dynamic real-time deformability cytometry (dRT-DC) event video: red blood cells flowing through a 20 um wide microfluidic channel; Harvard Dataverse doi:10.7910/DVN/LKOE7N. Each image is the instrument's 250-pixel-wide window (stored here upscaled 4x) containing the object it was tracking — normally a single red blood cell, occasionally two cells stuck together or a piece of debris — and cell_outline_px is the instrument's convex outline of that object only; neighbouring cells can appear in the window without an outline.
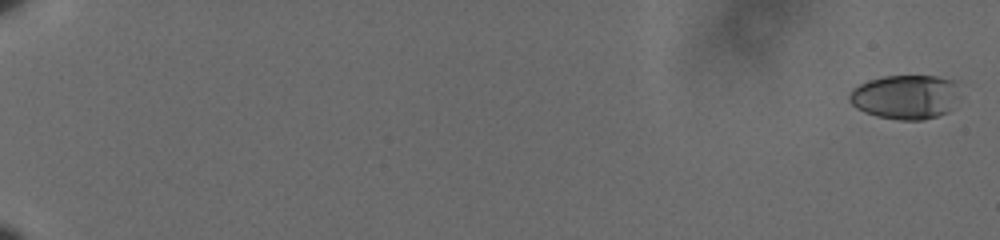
{"species": "human", "species_latin": "Homo sapiens", "temperature_condition": "cold", "stored_images_in_passage": 38, "camera_frame_rate_fps": 3000, "um_per_image_px": 0.085, "donor": {"sex": "male"}, "frame": {"image": 1, "passage_image": 1, "time_ms": 0.0, "image_size_px": [1000, 240], "cell_outline_px": [[960, 80], [948, 112], [924, 120], [900, 120], [876, 116], [864, 112], [856, 108], [848, 100], [848, 96], [852, 88], [868, 80], [884, 76], [936, 76]], "centroid_in_image_um": [76.91, 8.22], "position_along_channel_um": 8.1, "area_um2": 28.5}}
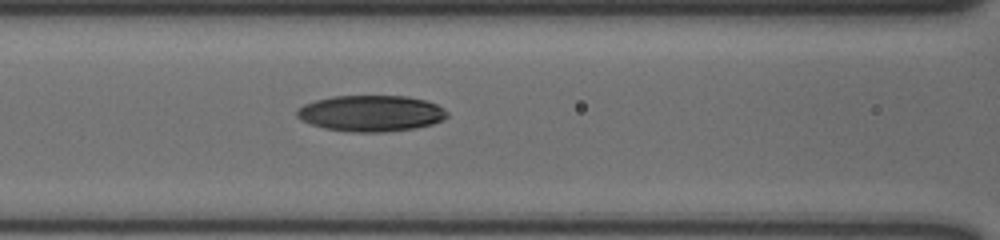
{"frame": {"image": 2, "passage_image": 22, "time_ms": 7.0, "image_size_px": [1000, 240], "cell_outline_px": [[448, 116], [444, 120], [432, 124], [416, 128], [384, 132], [352, 132], [324, 128], [300, 120], [296, 116], [296, 112], [304, 104], [316, 100], [332, 96], [408, 96], [424, 100], [436, 104], [444, 108], [448, 112]], "centroid_in_image_um": [31.56, 9.63], "position_along_channel_um": 135.0, "area_um2": 31.73}}
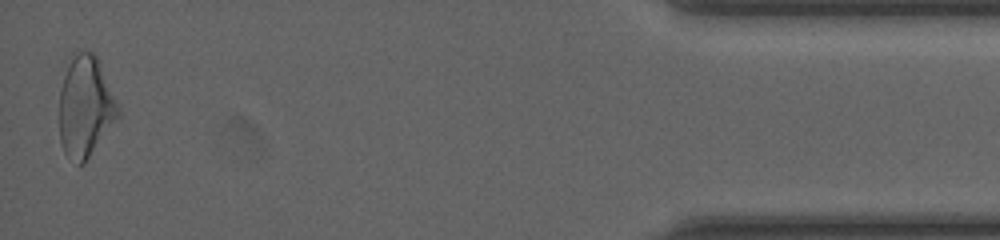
{"frame": {"image": 3, "passage_image": 38, "time_ms": 12.333, "image_size_px": [1000, 240], "cell_outline_px": [[120, 116], [84, 164], [80, 164], [64, 152], [60, 140], [60, 88], [72, 52], [92, 52], [96, 56], [120, 108]], "centroid_in_image_um": [7.27, 9.07], "position_along_channel_um": 427.9, "area_um2": 34.28}}